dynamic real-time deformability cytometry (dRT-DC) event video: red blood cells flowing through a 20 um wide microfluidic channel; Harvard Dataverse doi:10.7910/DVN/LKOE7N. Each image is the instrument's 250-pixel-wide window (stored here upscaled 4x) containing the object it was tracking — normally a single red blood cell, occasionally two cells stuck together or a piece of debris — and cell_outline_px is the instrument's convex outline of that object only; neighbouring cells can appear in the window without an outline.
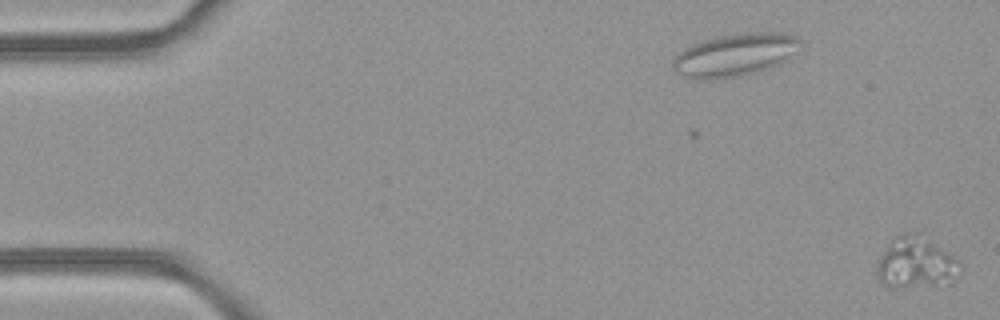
{"species": "common noctule bat (a hibernating species)", "species_latin": "Nyctalus noctula", "temperature_condition": "room temperature", "stored_images_in_passage": 51, "segment_of_instrument_passage": [1, 2], "camera_frame_rate_fps": 3000, "um_per_image_px": 0.085, "animal": {"sex": "female", "body_mass_g": 21.9}, "frame": {"image": 1, "passage_image": 1, "time_ms": 0.0, "image_size_px": [1000, 320], "cell_outline_px": [[960, 264], [956, 280], [952, 284], [896, 288], [888, 288], [876, 276], [876, 268], [880, 256], [888, 244], [896, 236], [904, 236], [928, 244], [960, 260]], "centroid_in_image_um": [77.81, 22.51], "position_along_channel_um": 7.2, "area_um2": 23.41}}
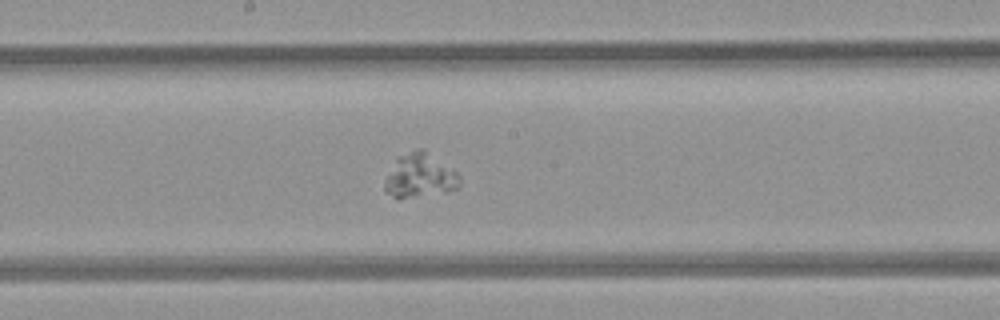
{"frame": {"image": 2, "passage_image": 27, "time_ms": 8.667, "image_size_px": [1000, 320], "cell_outline_px": [[460, 184], [456, 188], [448, 192], [396, 200], [384, 192], [384, 184], [396, 156], [416, 148], [424, 148], [452, 168], [460, 176]], "centroid_in_image_um": [35.66, 14.94], "position_along_channel_um": 212.5, "area_um2": 19.83}}
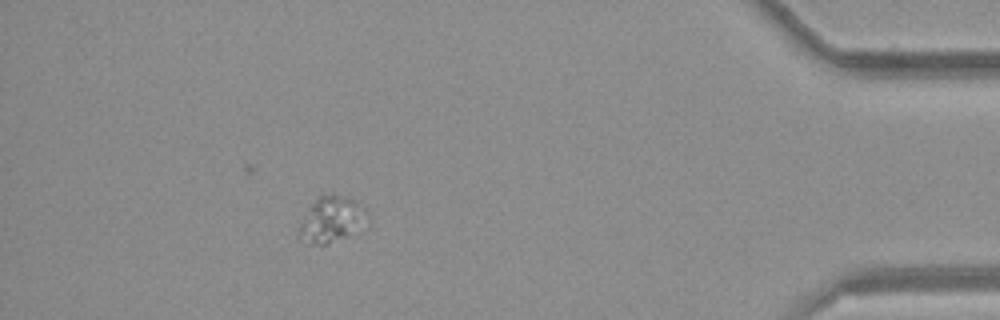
{"frame": {"image": 3, "passage_image": 45, "time_ms": 14.667, "image_size_px": [1000, 320], "cell_outline_px": [[356, 204], [352, 216], [344, 236], [328, 244], [308, 244], [300, 232], [300, 224], [312, 204], [320, 192], [332, 192], [352, 200]], "centroid_in_image_um": [27.81, 18.59], "position_along_channel_um": 407.4, "area_um2": 15.09}}